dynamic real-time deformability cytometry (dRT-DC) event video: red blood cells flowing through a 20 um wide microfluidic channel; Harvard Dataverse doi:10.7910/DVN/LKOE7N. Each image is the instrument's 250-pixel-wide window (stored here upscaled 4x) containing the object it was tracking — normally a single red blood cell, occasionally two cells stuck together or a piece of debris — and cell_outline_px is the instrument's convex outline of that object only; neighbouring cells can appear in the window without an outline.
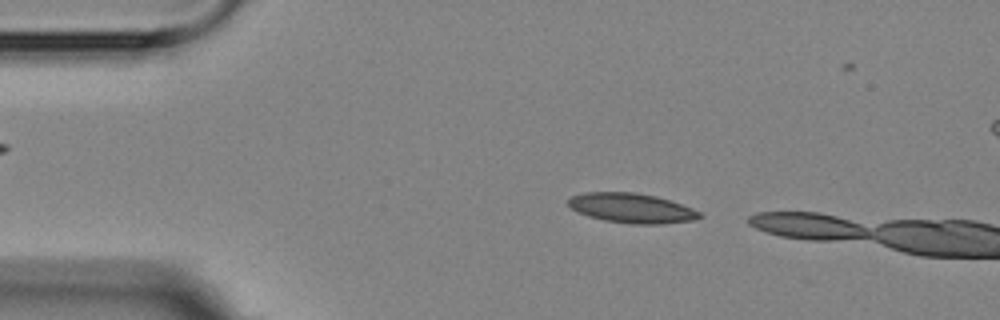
{"species": "Egyptian fruit bat (a non-hibernating species)", "species_latin": "Rousettus aegyptiacus", "temperature_condition": "room temperature", "stored_images_in_passage": 2, "camera_frame_rate_fps": 3000, "um_per_image_px": 0.085, "animal": {"sex": "female"}, "frame": {"image": 1, "passage_image": 1, "time_ms": 0.0, "image_size_px": [1000, 320], "cell_outline_px": [[704, 216], [692, 220], [660, 224], [632, 224], [604, 220], [588, 216], [572, 208], [568, 204], [568, 200], [572, 196], [584, 192], [632, 192], [656, 196], [692, 208], [700, 212]], "centroid_in_image_um": [53.69, 17.69], "position_along_channel_um": 31.3, "area_um2": 22.48}}